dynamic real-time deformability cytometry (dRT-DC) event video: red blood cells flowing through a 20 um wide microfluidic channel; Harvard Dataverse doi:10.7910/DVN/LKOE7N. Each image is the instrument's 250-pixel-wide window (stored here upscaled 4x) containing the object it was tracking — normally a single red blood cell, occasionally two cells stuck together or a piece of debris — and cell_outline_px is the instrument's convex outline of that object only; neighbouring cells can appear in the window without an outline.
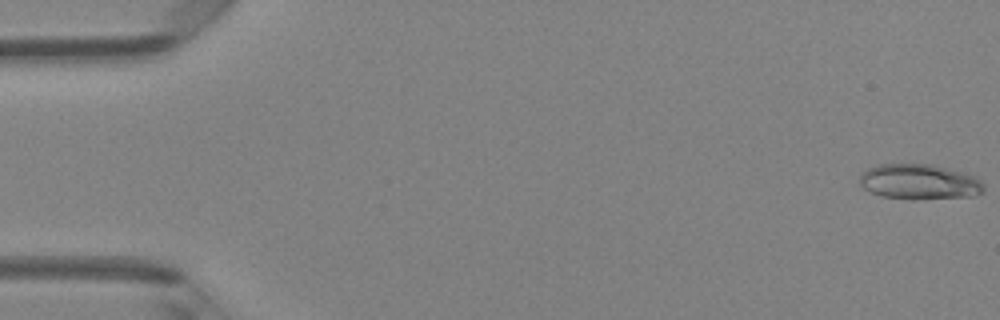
{"species": "Egyptian fruit bat (a non-hibernating species)", "species_latin": "Rousettus aegyptiacus", "temperature_condition": "room temperature", "stored_images_in_passage": 6, "camera_frame_rate_fps": 3000, "um_per_image_px": 0.085, "animal": {"sex": "female"}, "frame": {"image": 1, "passage_image": 1, "time_ms": 0.0, "image_size_px": [1000, 320], "cell_outline_px": [[984, 192], [972, 196], [912, 200], [880, 196], [864, 188], [860, 184], [860, 172], [868, 168], [880, 164], [932, 164], [964, 172], [976, 176], [984, 184]], "centroid_in_image_um": [78.16, 15.46], "position_along_channel_um": 6.8, "area_um2": 25.84}}